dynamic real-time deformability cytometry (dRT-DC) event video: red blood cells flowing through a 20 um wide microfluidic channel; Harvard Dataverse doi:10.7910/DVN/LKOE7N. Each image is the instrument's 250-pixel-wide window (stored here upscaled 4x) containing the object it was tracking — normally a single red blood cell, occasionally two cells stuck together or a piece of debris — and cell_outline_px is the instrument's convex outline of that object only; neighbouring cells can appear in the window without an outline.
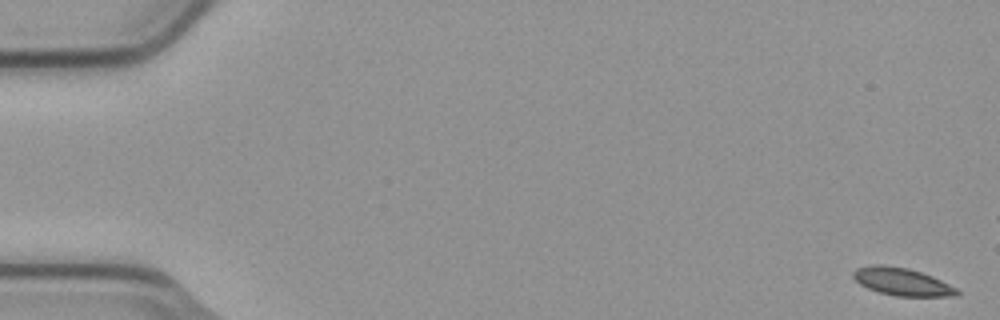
{"species": "common noctule bat (a hibernating species)", "species_latin": "Nyctalus noctula", "temperature_condition": "cold", "stored_images_in_passage": 9, "camera_frame_rate_fps": 3000, "um_per_image_px": 0.085, "animal": {"sex": "male", "body_mass_g": 23.1, "forearm_length_mm": 52.7}, "frame": {"image": 1, "passage_image": 1, "time_ms": 0.0, "image_size_px": [1000, 320], "cell_outline_px": [[960, 296], [896, 296], [880, 292], [868, 288], [860, 284], [852, 276], [852, 272], [856, 268], [876, 264], [880, 264], [908, 268], [932, 276], [956, 288], [960, 292]], "centroid_in_image_um": [76.67, 23.94], "position_along_channel_um": 8.3, "area_um2": 16.59}}
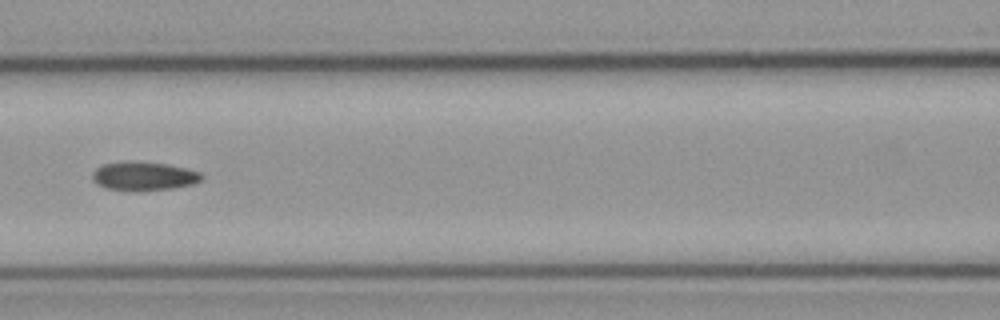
{"frame": {"image": 2, "passage_image": 9, "time_ms": 2.667, "image_size_px": [1000, 320], "cell_outline_px": [[204, 176], [200, 180], [192, 184], [172, 188], [140, 192], [136, 192], [104, 188], [96, 184], [92, 180], [92, 172], [96, 168], [104, 164], [164, 164], [184, 168], [200, 172]], "centroid_in_image_um": [12.2, 15.04], "position_along_channel_um": 154.4, "area_um2": 17.69}}